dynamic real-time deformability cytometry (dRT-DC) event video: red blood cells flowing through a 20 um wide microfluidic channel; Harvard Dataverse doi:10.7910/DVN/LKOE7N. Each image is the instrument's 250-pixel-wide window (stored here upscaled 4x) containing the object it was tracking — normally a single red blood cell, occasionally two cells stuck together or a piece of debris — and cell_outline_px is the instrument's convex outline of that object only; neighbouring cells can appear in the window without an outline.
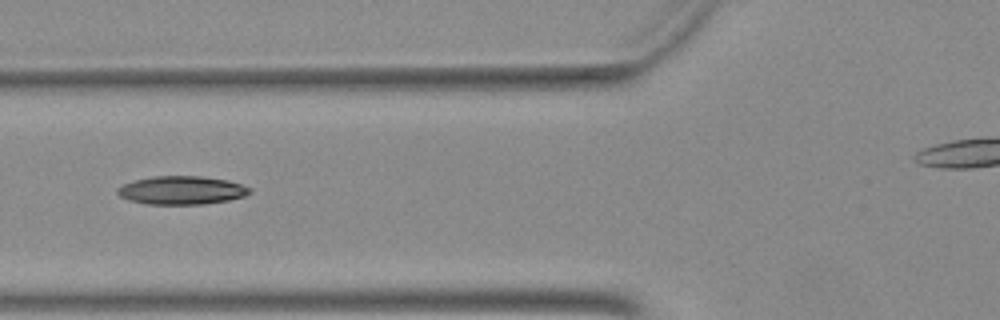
{"species": "Egyptian fruit bat (a non-hibernating species)", "species_latin": "Rousettus aegyptiacus", "temperature_condition": "warm", "stored_images_in_passage": 11, "camera_frame_rate_fps": 3000, "um_per_image_px": 0.085, "animal": {"sex": "female"}, "frame": {"image": 1, "passage_image": 7, "time_ms": 2.0, "image_size_px": [1000, 320], "cell_outline_px": [[252, 192], [244, 196], [228, 200], [204, 204], [148, 204], [128, 200], [120, 196], [116, 192], [116, 188], [124, 184], [136, 180], [152, 176], [200, 176], [228, 180], [252, 188]], "centroid_in_image_um": [15.44, 16.17], "position_along_channel_um": 110.4, "area_um2": 21.85}}